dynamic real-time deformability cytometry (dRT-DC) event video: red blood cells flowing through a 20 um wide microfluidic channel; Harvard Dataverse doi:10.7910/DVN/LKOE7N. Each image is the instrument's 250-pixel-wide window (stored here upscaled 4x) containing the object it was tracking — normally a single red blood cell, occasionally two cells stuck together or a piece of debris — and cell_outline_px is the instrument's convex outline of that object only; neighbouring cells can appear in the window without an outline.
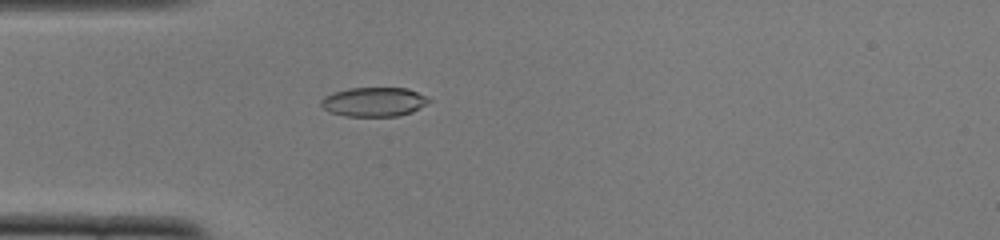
{"species": "common noctule bat (a hibernating species)", "species_latin": "Nyctalus noctula", "temperature_condition": "cold", "stored_images_in_passage": 38, "camera_frame_rate_fps": 3000, "um_per_image_px": 0.085, "animal": {"sex": "female", "body_mass_g": 22.0, "forearm_length_mm": 56.7}, "frame": {"image": 1, "passage_image": 2, "time_ms": 0.333, "image_size_px": [1000, 240], "cell_outline_px": [[432, 100], [412, 112], [396, 116], [344, 116], [332, 112], [324, 108], [320, 104], [320, 100], [324, 96], [332, 92], [348, 88], [408, 88]], "centroid_in_image_um": [31.75, 8.65], "position_along_channel_um": 53.3, "area_um2": 18.26}}
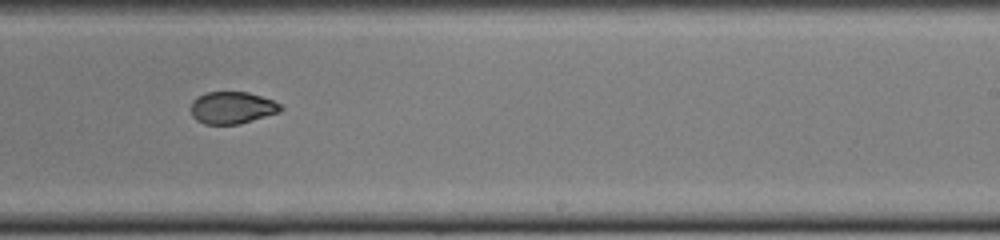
{"frame": {"image": 2, "passage_image": 19, "time_ms": 6.0, "image_size_px": [1000, 240], "cell_outline_px": [[284, 108], [280, 112], [240, 124], [204, 124], [196, 120], [192, 116], [192, 100], [208, 92], [248, 92], [272, 100], [280, 104]], "centroid_in_image_um": [19.75, 9.16], "position_along_channel_um": 269.3, "area_um2": 16.7}}
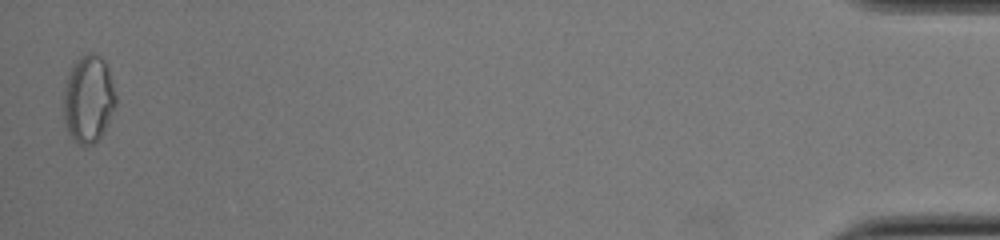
{"frame": {"image": 3, "passage_image": 38, "time_ms": 12.333, "image_size_px": [1000, 240], "cell_outline_px": [[116, 104], [104, 132], [92, 144], [84, 148], [68, 132], [64, 124], [64, 84], [72, 64], [80, 56], [88, 52], [92, 52], [100, 56], [104, 60], [116, 96]], "centroid_in_image_um": [7.5, 8.41], "position_along_channel_um": 427.7, "area_um2": 26.59}, "authors_computed_cell_mechanics": {"area_um2": 18.0625, "velocity_mm_per_s": 3.9237, "shape_relaxation_time_tau1_ms": null, "shape_relaxation_time_tau2_ms": 2.2364, "deformation_change_tau1": null, "deformation_change_tau2": 0.0603}}